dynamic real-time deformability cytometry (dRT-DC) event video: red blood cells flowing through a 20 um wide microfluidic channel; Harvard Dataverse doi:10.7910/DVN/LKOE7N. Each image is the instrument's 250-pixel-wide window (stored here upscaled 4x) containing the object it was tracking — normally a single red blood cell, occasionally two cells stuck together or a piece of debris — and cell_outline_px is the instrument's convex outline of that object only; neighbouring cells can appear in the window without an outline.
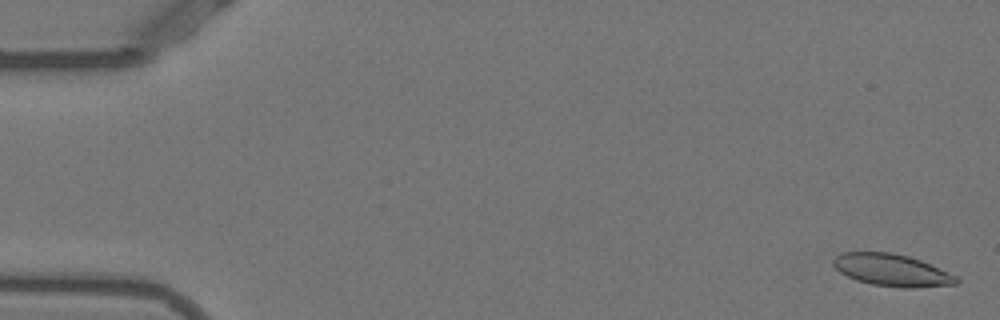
{"species": "Egyptian fruit bat (a non-hibernating species)", "species_latin": "Rousettus aegyptiacus", "temperature_condition": "warm", "stored_images_in_passage": 11, "camera_frame_rate_fps": 3000, "um_per_image_px": 0.085, "animal": {"sex": "female"}, "frame": {"image": 1, "passage_image": 2, "time_ms": 0.333, "image_size_px": [1000, 320], "cell_outline_px": [[960, 284], [916, 288], [900, 288], [872, 284], [856, 280], [840, 272], [832, 264], [832, 260], [840, 252], [892, 252], [908, 256], [920, 260], [956, 276], [960, 280]], "centroid_in_image_um": [75.81, 22.97], "position_along_channel_um": 9.2, "area_um2": 23.12}}